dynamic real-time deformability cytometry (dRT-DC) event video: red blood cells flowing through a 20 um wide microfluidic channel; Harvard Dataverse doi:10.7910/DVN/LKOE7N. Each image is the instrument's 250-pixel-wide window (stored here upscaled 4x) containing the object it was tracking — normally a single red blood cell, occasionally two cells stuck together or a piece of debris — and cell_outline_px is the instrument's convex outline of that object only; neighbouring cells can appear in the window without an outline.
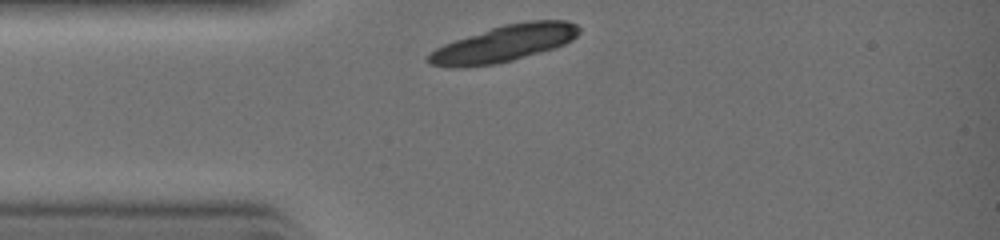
{"species": "common noctule bat (a hibernating species)", "species_latin": "Nyctalus noctula", "temperature_condition": "warm", "stored_images_in_passage": 11, "camera_frame_rate_fps": 3000, "um_per_image_px": 0.085, "animal": {"sex": "female", "body_mass_g": 19.0, "forearm_length_mm": 51.5}, "frame": {"image": 1, "passage_image": 1, "time_ms": 0.0, "image_size_px": [1000, 240], "cell_outline_px": [[580, 32], [572, 40], [564, 44], [540, 52], [512, 60], [496, 64], [464, 68], [448, 68], [428, 64], [424, 60], [428, 52], [444, 44], [504, 24], [528, 20], [564, 20], [576, 24], [580, 28]], "centroid_in_image_um": [42.78, 3.72], "position_along_channel_um": 42.2, "area_um2": 32.19}}